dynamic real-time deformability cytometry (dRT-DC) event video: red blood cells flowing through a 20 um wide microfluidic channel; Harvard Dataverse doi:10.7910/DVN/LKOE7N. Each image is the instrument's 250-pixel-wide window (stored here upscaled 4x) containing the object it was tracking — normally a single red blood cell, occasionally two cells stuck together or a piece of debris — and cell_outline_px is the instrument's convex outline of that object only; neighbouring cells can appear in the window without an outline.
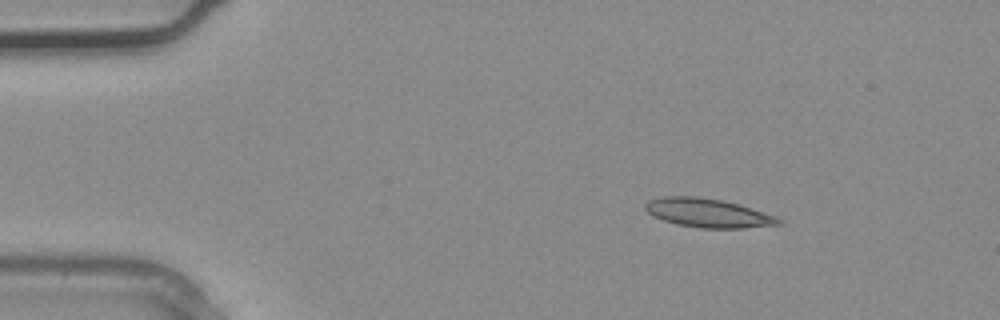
{"species": "common noctule bat (a hibernating species)", "species_latin": "Nyctalus noctula", "temperature_condition": "warm", "stored_images_in_passage": 3, "camera_frame_rate_fps": 3000, "um_per_image_px": 0.085, "animal": {"sex": "male", "body_mass_g": 20.4}, "frame": {"image": 1, "passage_image": 1, "time_ms": 0.0, "image_size_px": [1000, 320], "cell_outline_px": [[784, 220], [780, 224], [744, 228], [700, 228], [676, 224], [652, 216], [644, 208], [644, 204], [648, 200], [664, 196], [696, 196], [724, 200], [740, 204], [776, 216]], "centroid_in_image_um": [60.17, 18.09], "position_along_channel_um": 24.8, "area_um2": 22.6}}